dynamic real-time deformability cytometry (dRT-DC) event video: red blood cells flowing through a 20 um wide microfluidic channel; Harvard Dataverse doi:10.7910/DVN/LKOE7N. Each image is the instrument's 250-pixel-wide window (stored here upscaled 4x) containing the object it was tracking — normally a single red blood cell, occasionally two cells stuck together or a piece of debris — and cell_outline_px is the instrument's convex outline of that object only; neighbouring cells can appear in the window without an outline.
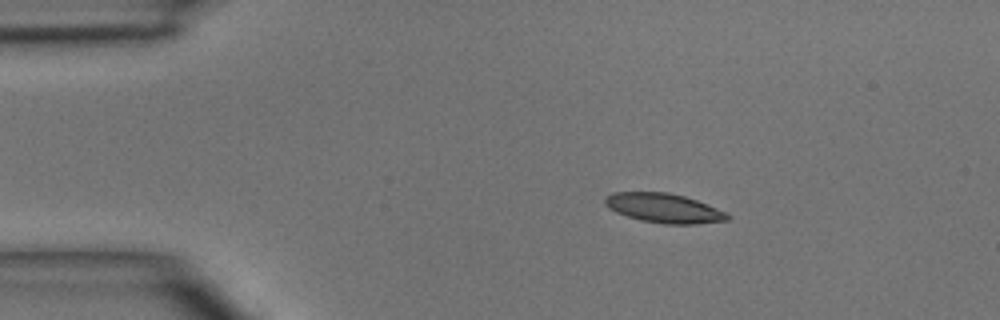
{"species": "common noctule bat (a hibernating species)", "species_latin": "Nyctalus noctula", "temperature_condition": "room temperature", "stored_images_in_passage": 3, "camera_frame_rate_fps": 3000, "um_per_image_px": 0.085, "animal": {"sex": "male", "body_mass_g": 15.6}, "frame": {"image": 1, "passage_image": 1, "time_ms": 0.0, "image_size_px": [1000, 320], "cell_outline_px": [[732, 216], [728, 220], [692, 224], [664, 224], [640, 220], [616, 212], [608, 208], [604, 204], [604, 196], [612, 192], [668, 192], [684, 196], [696, 200], [716, 208]], "centroid_in_image_um": [56.38, 17.68], "position_along_channel_um": 28.6, "area_um2": 20.92}}